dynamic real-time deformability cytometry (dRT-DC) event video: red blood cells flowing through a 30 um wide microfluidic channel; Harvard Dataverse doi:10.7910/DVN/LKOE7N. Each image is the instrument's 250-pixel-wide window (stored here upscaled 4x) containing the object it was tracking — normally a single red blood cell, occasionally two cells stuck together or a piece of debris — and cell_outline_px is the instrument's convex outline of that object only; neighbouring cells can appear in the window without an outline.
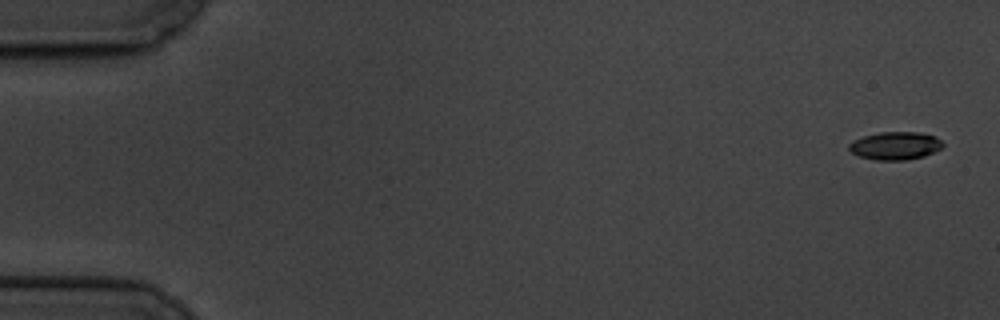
{"species": "common noctule bat (a hibernating species)", "species_latin": "Nyctalus noctula", "temperature_condition": "cold", "stored_images_in_passage": 6, "camera_frame_rate_fps": 3000, "um_per_image_px": 0.085, "animal": {"sex": "male", "body_mass_g": 19.5, "forearm_length_mm": 54.6}, "frame": {"image": 1, "passage_image": 1, "time_ms": 0.0, "image_size_px": [1000, 320], "cell_outline_px": [[944, 144], [940, 148], [924, 156], [904, 160], [876, 160], [860, 156], [852, 152], [848, 148], [848, 144], [864, 136], [880, 132], [920, 132], [936, 136]], "centroid_in_image_um": [76.11, 12.38], "position_along_channel_um": 8.9, "area_um2": 15.09}}
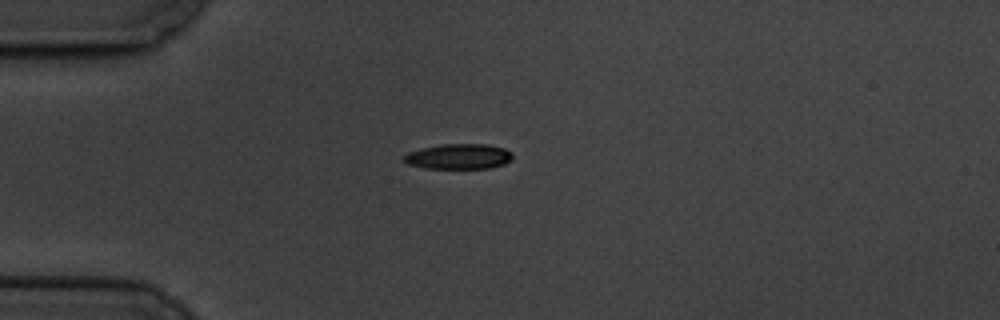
{"frame": {"image": 2, "passage_image": 4, "time_ms": 4.667, "image_size_px": [1000, 320], "cell_outline_px": [[512, 160], [504, 164], [492, 168], [424, 168], [408, 164], [400, 160], [408, 152], [420, 148], [444, 144], [488, 144], [504, 148], [512, 152]], "centroid_in_image_um": [38.98, 13.3], "position_along_channel_um": 46.0, "area_um2": 16.18}}
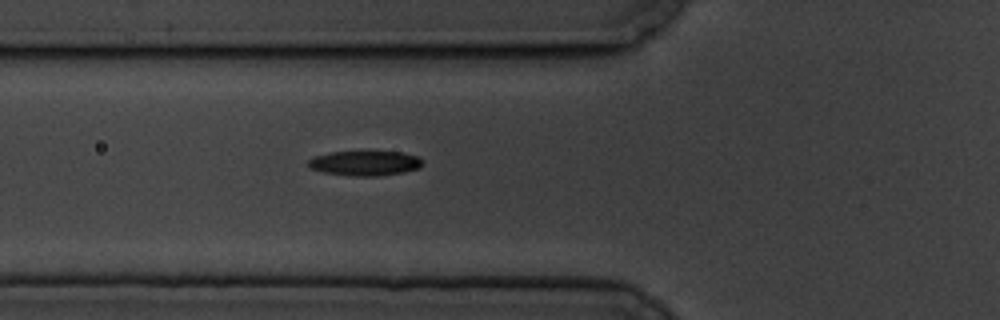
{"frame": {"image": 3, "passage_image": 6, "time_ms": 6.667, "image_size_px": [1000, 320], "cell_outline_px": [[424, 164], [420, 168], [404, 172], [376, 176], [348, 176], [324, 172], [308, 168], [308, 160], [312, 156], [328, 152], [360, 148], [404, 152], [420, 156], [424, 160]], "centroid_in_image_um": [31.04, 13.8], "position_along_channel_um": 94.8, "area_um2": 17.98}}